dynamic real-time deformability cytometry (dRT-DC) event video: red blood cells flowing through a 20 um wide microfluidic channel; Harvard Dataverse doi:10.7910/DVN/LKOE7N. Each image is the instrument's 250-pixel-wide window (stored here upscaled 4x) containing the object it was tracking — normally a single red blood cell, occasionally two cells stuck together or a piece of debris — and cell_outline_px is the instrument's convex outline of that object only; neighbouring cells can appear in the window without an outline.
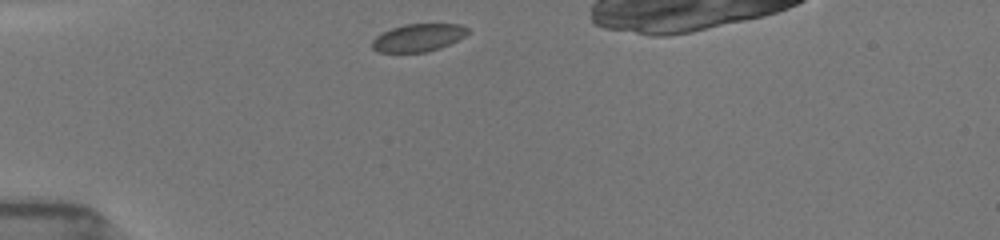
{"species": "common noctule bat (a hibernating species)", "species_latin": "Nyctalus noctula", "temperature_condition": "room temperature", "stored_images_in_passage": 13, "camera_frame_rate_fps": 3000, "um_per_image_px": 0.085, "animal": {"sex": "female", "body_mass_g": 19.5, "forearm_length_mm": 54.1}, "frame": {"image": 1, "passage_image": 1, "time_ms": 0.0, "image_size_px": [1000, 240], "cell_outline_px": [[468, 32], [464, 36], [440, 48], [428, 52], [376, 52], [372, 48], [372, 40], [376, 36], [392, 28], [404, 24], [460, 24], [468, 28]], "centroid_in_image_um": [35.52, 3.2], "position_along_channel_um": 49.5, "area_um2": 15.32}}
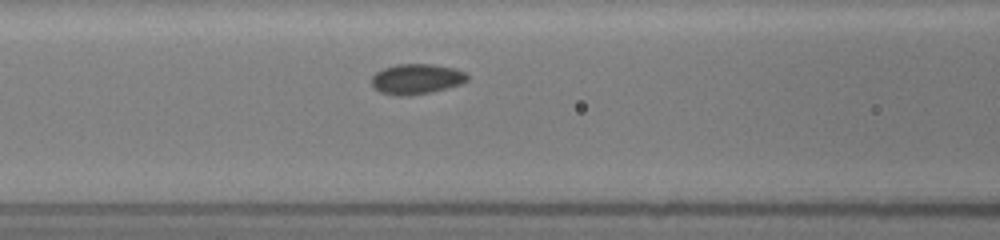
{"frame": {"image": 2, "passage_image": 8, "time_ms": 2.667, "image_size_px": [1000, 240], "cell_outline_px": [[468, 80], [460, 84], [448, 88], [432, 92], [408, 96], [396, 96], [380, 92], [372, 84], [372, 76], [376, 72], [384, 68], [396, 64], [432, 64], [456, 68], [464, 72], [468, 76]], "centroid_in_image_um": [35.42, 6.72], "position_along_channel_um": 131.2, "area_um2": 16.99}}
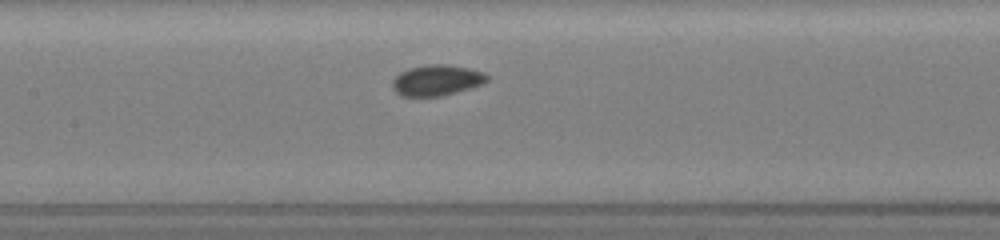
{"frame": {"image": 3, "passage_image": 10, "time_ms": 3.667, "image_size_px": [1000, 240], "cell_outline_px": [[488, 80], [480, 84], [456, 92], [440, 96], [400, 96], [392, 88], [392, 80], [400, 72], [408, 68], [428, 64], [448, 64], [468, 68], [484, 72], [488, 76]], "centroid_in_image_um": [37.08, 6.81], "position_along_channel_um": 170.3, "area_um2": 16.94}}